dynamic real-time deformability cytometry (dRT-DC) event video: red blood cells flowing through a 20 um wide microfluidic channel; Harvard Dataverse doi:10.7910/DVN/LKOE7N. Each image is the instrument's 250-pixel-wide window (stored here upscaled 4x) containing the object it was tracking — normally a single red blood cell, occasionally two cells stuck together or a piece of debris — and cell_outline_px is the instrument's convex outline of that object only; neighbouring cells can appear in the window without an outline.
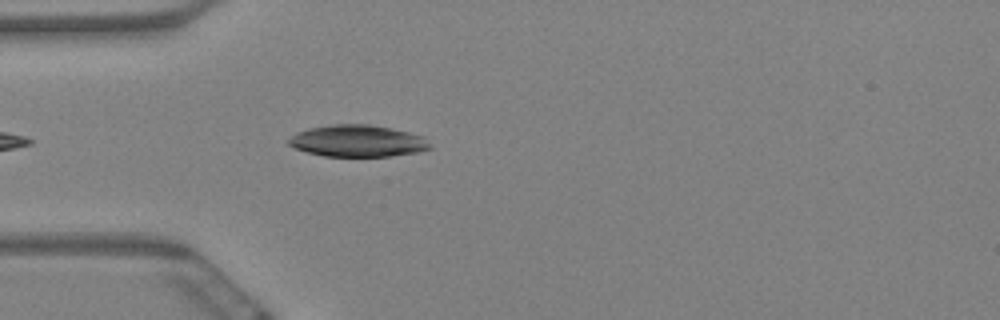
{"species": "Egyptian fruit bat (a non-hibernating species)", "species_latin": "Rousettus aegyptiacus", "temperature_condition": "warm", "stored_images_in_passage": 5, "camera_frame_rate_fps": 3000, "um_per_image_px": 0.085, "animal": {"sex": "female"}, "frame": {"image": 1, "passage_image": 5, "time_ms": 1.333, "image_size_px": [1000, 320], "cell_outline_px": [[432, 148], [416, 152], [392, 156], [324, 156], [308, 152], [296, 148], [288, 144], [288, 140], [296, 132], [308, 128], [332, 124], [368, 124], [408, 132], [424, 136], [432, 144]], "centroid_in_image_um": [30.42, 11.98], "position_along_channel_um": 54.6, "area_um2": 26.13}}